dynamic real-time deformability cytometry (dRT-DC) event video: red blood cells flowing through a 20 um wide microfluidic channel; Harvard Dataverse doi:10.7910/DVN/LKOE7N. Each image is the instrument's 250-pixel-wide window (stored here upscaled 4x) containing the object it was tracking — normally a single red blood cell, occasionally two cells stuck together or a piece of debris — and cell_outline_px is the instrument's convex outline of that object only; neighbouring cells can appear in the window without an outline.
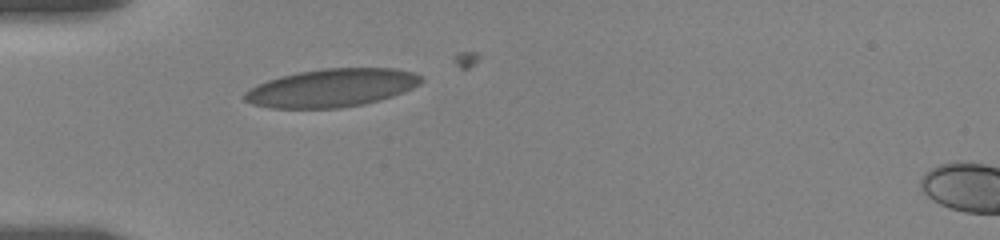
{"species": "human", "species_latin": "Homo sapiens", "temperature_condition": "room temperature", "stored_images_in_passage": 1, "camera_frame_rate_fps": 3000, "um_per_image_px": 0.085, "donor": {"sex": "female"}, "frame": {"image": 1, "passage_image": 1, "time_ms": 0.0, "image_size_px": [1000, 240], "cell_outline_px": [[424, 80], [420, 84], [404, 92], [380, 100], [364, 104], [340, 108], [272, 108], [252, 104], [244, 100], [240, 96], [248, 88], [256, 84], [280, 76], [300, 72], [324, 68], [396, 68], [412, 72], [420, 76]], "centroid_in_image_um": [28.16, 7.47], "position_along_channel_um": 56.8, "area_um2": 39.48}}